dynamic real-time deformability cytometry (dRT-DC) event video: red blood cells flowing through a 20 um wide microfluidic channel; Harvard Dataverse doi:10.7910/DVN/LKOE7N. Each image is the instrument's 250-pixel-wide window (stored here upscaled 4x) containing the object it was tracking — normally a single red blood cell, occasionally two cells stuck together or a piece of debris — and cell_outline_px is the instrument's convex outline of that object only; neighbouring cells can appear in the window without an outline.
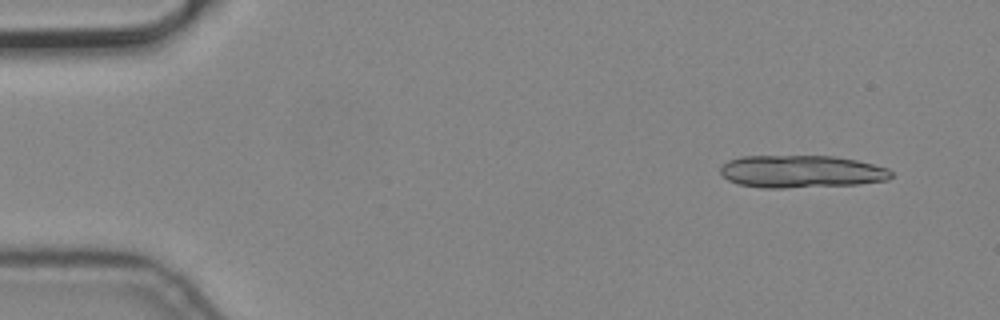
{"species": "common noctule bat (a hibernating species)", "species_latin": "Nyctalus noctula", "temperature_condition": "cold", "stored_images_in_passage": 5, "camera_frame_rate_fps": 3000, "um_per_image_px": 0.085, "animal": {"sex": "male", "body_mass_g": 19.2, "forearm_length_mm": 51.8}, "frame": {"image": 1, "passage_image": 2, "time_ms": 0.333, "image_size_px": [1000, 320], "cell_outline_px": [[892, 176], [888, 180], [856, 184], [784, 188], [760, 188], [740, 184], [728, 180], [720, 172], [720, 168], [728, 160], [740, 156], [832, 156], [856, 160], [888, 168], [892, 172]], "centroid_in_image_um": [68.09, 14.58], "position_along_channel_um": 16.9, "area_um2": 32.31}}